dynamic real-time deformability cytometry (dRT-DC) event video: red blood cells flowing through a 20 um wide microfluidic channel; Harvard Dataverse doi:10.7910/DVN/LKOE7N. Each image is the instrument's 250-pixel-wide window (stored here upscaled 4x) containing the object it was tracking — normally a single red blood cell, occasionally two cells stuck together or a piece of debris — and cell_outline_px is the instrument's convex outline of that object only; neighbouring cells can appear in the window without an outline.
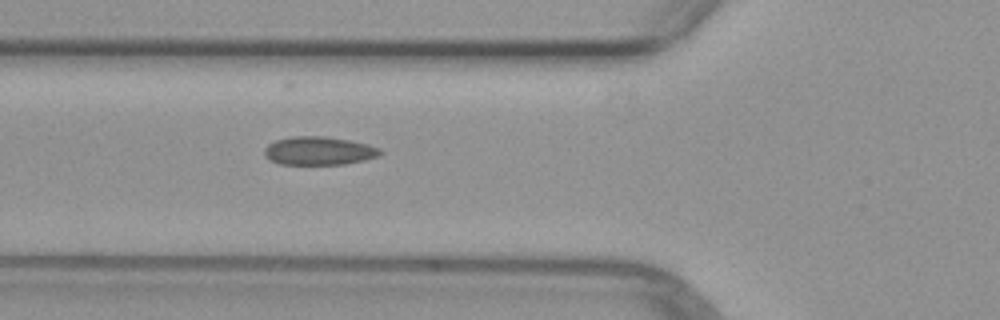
{"species": "common noctule bat (a hibernating species)", "species_latin": "Nyctalus noctula", "temperature_condition": "warm", "stored_images_in_passage": 9, "segment_of_instrument_passage": [1, 2], "camera_frame_rate_fps": 3000, "um_per_image_px": 0.085, "animal": {"sex": "female", "body_mass_g": 29.2, "forearm_length_mm": 56.3}, "frame": {"image": 1, "passage_image": 5, "time_ms": 5.0, "image_size_px": [1000, 320], "cell_outline_px": [[384, 152], [380, 156], [364, 160], [344, 164], [280, 164], [268, 160], [264, 156], [264, 148], [268, 144], [276, 140], [292, 136], [324, 136], [348, 140], [368, 144], [380, 148]], "centroid_in_image_um": [27.1, 12.82], "position_along_channel_um": 98.7, "area_um2": 19.31}}
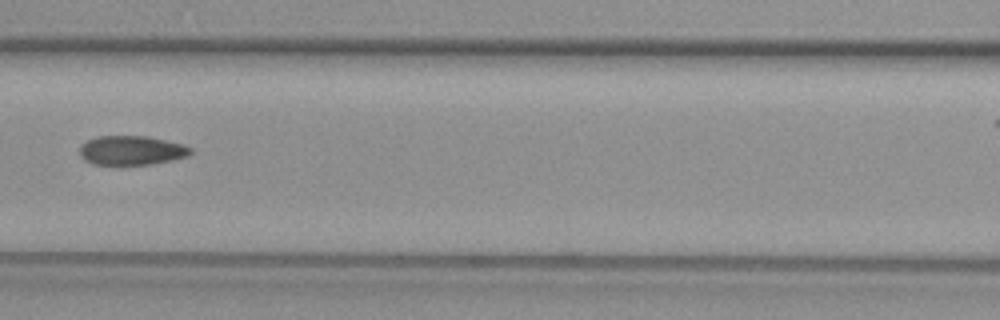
{"frame": {"image": 2, "passage_image": 8, "time_ms": 9.667, "image_size_px": [1000, 320], "cell_outline_px": [[192, 152], [188, 156], [172, 160], [152, 164], [116, 168], [92, 164], [84, 160], [80, 156], [80, 144], [96, 136], [148, 136], [184, 144], [192, 148]], "centroid_in_image_um": [11.14, 12.83], "position_along_channel_um": 155.5, "area_um2": 19.88}}